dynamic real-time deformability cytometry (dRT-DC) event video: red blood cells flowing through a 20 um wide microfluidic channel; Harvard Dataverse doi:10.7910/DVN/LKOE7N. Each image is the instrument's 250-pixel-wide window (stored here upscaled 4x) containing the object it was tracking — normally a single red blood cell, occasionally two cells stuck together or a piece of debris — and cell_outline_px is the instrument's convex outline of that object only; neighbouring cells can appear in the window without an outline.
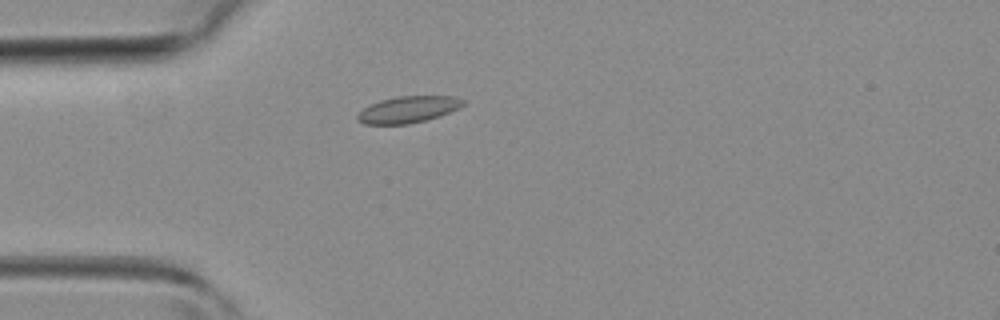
{"species": "common noctule bat (a hibernating species)", "species_latin": "Nyctalus noctula", "temperature_condition": "room temperature", "stored_images_in_passage": 5, "camera_frame_rate_fps": 3000, "um_per_image_px": 0.085, "animal": {"sex": "female", "body_mass_g": 19.3, "forearm_length_mm": 54.1}, "frame": {"image": 1, "passage_image": 2, "time_ms": 0.333, "image_size_px": [1000, 320], "cell_outline_px": [[464, 104], [460, 108], [424, 120], [408, 124], [364, 124], [356, 120], [356, 116], [364, 108], [380, 100], [400, 96], [452, 96], [464, 100]], "centroid_in_image_um": [34.67, 9.3], "position_along_channel_um": 50.3, "area_um2": 16.07}}